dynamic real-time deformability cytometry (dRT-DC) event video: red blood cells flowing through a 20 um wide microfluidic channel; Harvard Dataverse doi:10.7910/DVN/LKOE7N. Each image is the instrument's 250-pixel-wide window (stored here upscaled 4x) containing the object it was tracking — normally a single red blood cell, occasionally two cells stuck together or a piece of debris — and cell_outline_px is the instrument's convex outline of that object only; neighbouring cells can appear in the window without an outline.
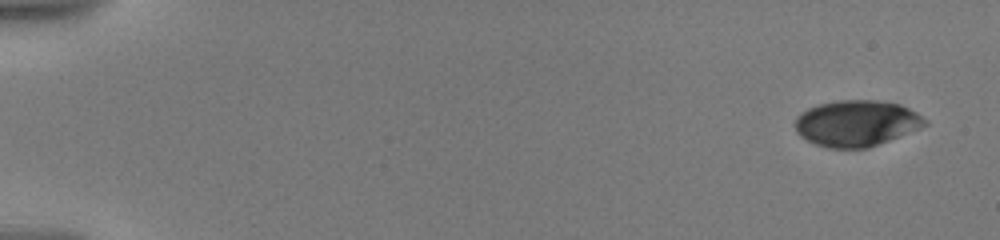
{"species": "human", "species_latin": "Homo sapiens", "temperature_condition": "warm", "stored_images_in_passage": 10, "camera_frame_rate_fps": 3000, "um_per_image_px": 0.085, "donor": {"sex": "male"}, "frame": {"image": 1, "passage_image": 1, "time_ms": 0.0, "image_size_px": [1000, 240], "cell_outline_px": [[928, 124], [920, 128], [868, 148], [828, 148], [816, 144], [800, 136], [796, 132], [796, 116], [800, 112], [808, 108], [820, 104], [836, 100], [876, 100], [900, 104], [916, 112], [928, 120]], "centroid_in_image_um": [72.8, 10.47], "position_along_channel_um": 12.2, "area_um2": 34.85}}
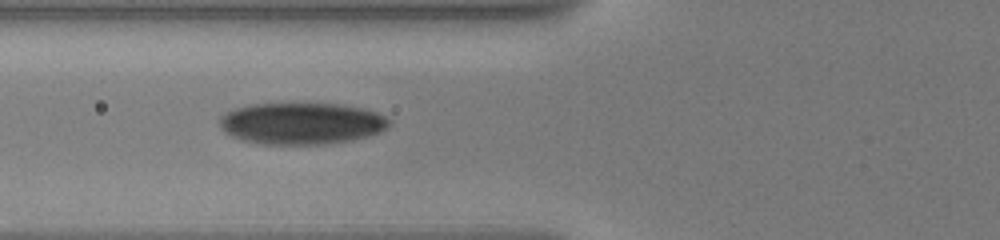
{"frame": {"image": 2, "passage_image": 9, "time_ms": 7.0, "image_size_px": [1000, 240], "cell_outline_px": [[388, 124], [384, 128], [376, 132], [364, 136], [348, 140], [324, 144], [264, 144], [244, 140], [232, 136], [224, 132], [220, 128], [220, 116], [224, 112], [236, 108], [252, 104], [340, 104], [364, 108], [376, 112], [384, 116], [388, 120]], "centroid_in_image_um": [25.55, 10.48], "position_along_channel_um": 100.2, "area_um2": 40.63}}
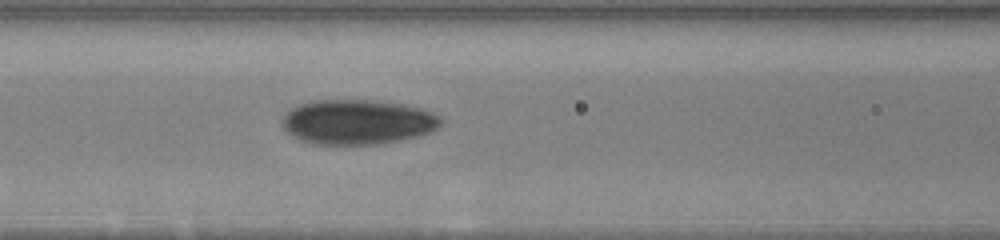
{"frame": {"image": 3, "passage_image": 10, "time_ms": 8.0, "image_size_px": [1000, 240], "cell_outline_px": [[444, 120], [436, 128], [420, 136], [400, 140], [376, 144], [312, 144], [300, 140], [292, 136], [284, 128], [284, 116], [292, 108], [300, 104], [312, 100], [372, 100], [404, 104], [424, 108], [440, 116]], "centroid_in_image_um": [30.43, 10.36], "position_along_channel_um": 136.2, "area_um2": 41.44}}